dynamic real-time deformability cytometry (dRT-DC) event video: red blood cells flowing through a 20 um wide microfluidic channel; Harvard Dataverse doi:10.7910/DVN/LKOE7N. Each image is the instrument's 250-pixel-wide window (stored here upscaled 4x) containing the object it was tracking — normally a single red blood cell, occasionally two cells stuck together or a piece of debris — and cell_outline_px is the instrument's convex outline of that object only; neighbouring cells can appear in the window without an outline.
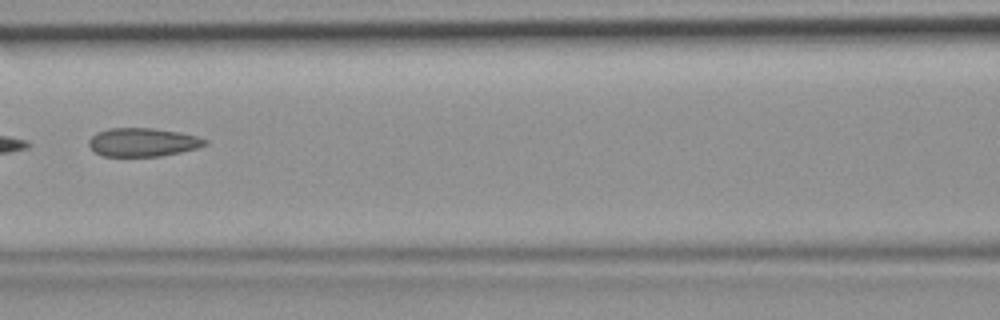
{"species": "common noctule bat (a hibernating species)", "species_latin": "Nyctalus noctula", "temperature_condition": "room temperature", "stored_images_in_passage": 5, "camera_frame_rate_fps": 3000, "um_per_image_px": 0.085, "animal": {"sex": "female", "body_mass_g": 19.9}, "frame": {"image": 1, "passage_image": 4, "time_ms": 1.0, "image_size_px": [1000, 320], "cell_outline_px": [[208, 144], [196, 148], [180, 152], [160, 156], [104, 156], [96, 152], [88, 144], [88, 140], [96, 132], [108, 128], [152, 128], [180, 132], [196, 136], [208, 140]], "centroid_in_image_um": [12.13, 12.08], "position_along_channel_um": 154.5, "area_um2": 19.25}}